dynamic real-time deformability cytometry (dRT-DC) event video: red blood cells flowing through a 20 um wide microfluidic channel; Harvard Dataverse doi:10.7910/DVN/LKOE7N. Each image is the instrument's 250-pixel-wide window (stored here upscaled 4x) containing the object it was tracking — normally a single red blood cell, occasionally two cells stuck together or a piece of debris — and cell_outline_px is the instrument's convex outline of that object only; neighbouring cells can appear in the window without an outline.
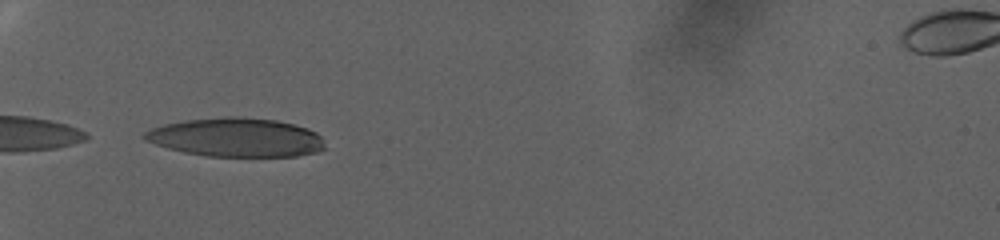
{"species": "human", "species_latin": "Homo sapiens", "temperature_condition": "warm", "stored_images_in_passage": 21, "camera_frame_rate_fps": 3000, "um_per_image_px": 0.085, "donor": {"sex": "female"}, "frame": {"image": 1, "passage_image": 1, "time_ms": 0.0, "image_size_px": [1000, 240], "cell_outline_px": [[324, 148], [316, 152], [296, 156], [204, 156], [184, 152], [168, 148], [144, 140], [140, 136], [144, 132], [152, 128], [164, 124], [184, 120], [224, 116], [236, 116], [276, 120], [308, 128], [316, 132], [320, 136], [324, 144]], "centroid_in_image_um": [20.03, 11.67], "position_along_channel_um": 65.0, "area_um2": 40.86}}
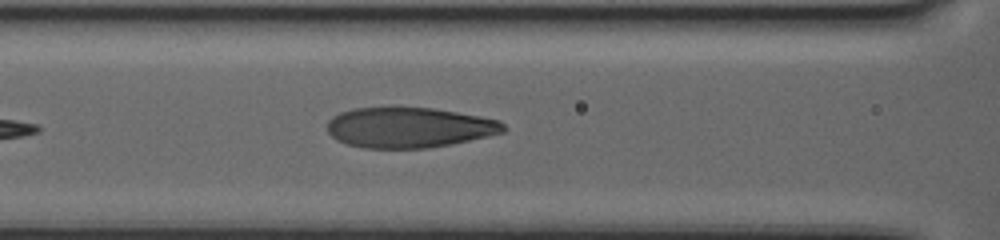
{"frame": {"image": 2, "passage_image": 11, "time_ms": 3.333, "image_size_px": [1000, 240], "cell_outline_px": [[504, 132], [488, 136], [428, 148], [364, 148], [348, 144], [336, 140], [328, 132], [328, 120], [332, 116], [340, 112], [352, 108], [388, 104], [396, 104], [432, 108], [480, 116], [500, 120], [504, 124]], "centroid_in_image_um": [34.7, 10.78], "position_along_channel_um": 131.9, "area_um2": 42.43}}
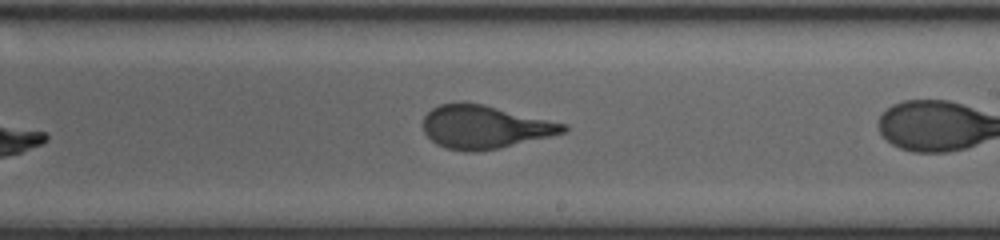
{"frame": {"image": 3, "passage_image": 20, "time_ms": 6.333, "image_size_px": [1000, 240], "cell_outline_px": [[568, 128], [564, 132], [548, 136], [496, 148], [476, 152], [464, 152], [448, 148], [436, 144], [424, 132], [424, 116], [432, 108], [440, 104], [484, 104], [568, 124]], "centroid_in_image_um": [41.19, 10.8], "position_along_channel_um": 247.8, "area_um2": 34.56}}